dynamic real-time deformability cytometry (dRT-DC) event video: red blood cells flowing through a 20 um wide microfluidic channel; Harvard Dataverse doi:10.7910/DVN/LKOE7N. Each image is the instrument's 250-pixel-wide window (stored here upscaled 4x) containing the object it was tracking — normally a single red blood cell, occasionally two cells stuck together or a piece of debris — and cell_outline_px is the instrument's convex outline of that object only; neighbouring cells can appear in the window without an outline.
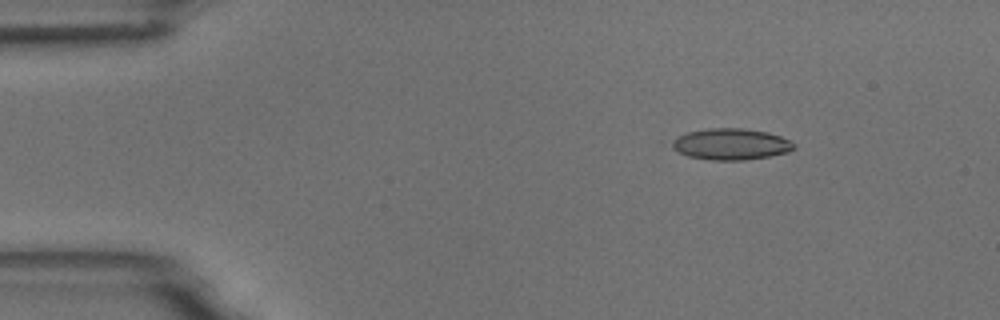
{"species": "common noctule bat (a hibernating species)", "species_latin": "Nyctalus noctula", "temperature_condition": "room temperature", "stored_images_in_passage": 5, "camera_frame_rate_fps": 3000, "um_per_image_px": 0.085, "animal": {"sex": "male", "body_mass_g": 18.8}, "frame": {"image": 1, "passage_image": 3, "time_ms": 2.333, "image_size_px": [1000, 320], "cell_outline_px": [[796, 148], [788, 152], [768, 156], [744, 160], [708, 160], [688, 156], [672, 148], [668, 144], [668, 140], [676, 136], [688, 132], [708, 128], [744, 128], [768, 132], [792, 140], [796, 144]], "centroid_in_image_um": [62.1, 12.24], "position_along_channel_um": 22.9, "area_um2": 22.66}}